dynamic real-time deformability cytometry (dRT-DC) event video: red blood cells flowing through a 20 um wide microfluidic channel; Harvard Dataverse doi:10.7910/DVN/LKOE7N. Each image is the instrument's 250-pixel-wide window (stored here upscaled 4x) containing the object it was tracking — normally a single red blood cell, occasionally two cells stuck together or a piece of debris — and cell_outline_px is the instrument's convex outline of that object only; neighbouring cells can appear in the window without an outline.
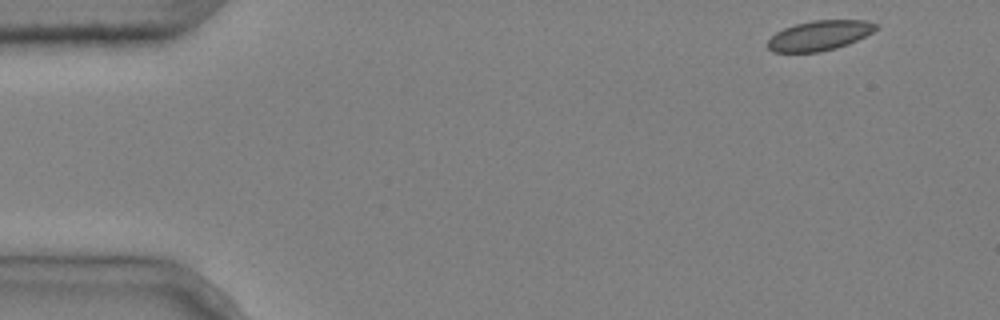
{"species": "common noctule bat (a hibernating species)", "species_latin": "Nyctalus noctula", "temperature_condition": "cold", "stored_images_in_passage": 3, "camera_frame_rate_fps": 3000, "um_per_image_px": 0.085, "animal": {"sex": "male", "body_mass_g": 20.4}, "frame": {"image": 1, "passage_image": 1, "time_ms": 0.0, "image_size_px": [1000, 320], "cell_outline_px": [[880, 28], [848, 44], [836, 48], [820, 52], [772, 52], [768, 48], [768, 40], [776, 32], [784, 28], [796, 24], [812, 20], [868, 20], [880, 24]], "centroid_in_image_um": [69.69, 3.01], "position_along_channel_um": 15.3, "area_um2": 18.96}}